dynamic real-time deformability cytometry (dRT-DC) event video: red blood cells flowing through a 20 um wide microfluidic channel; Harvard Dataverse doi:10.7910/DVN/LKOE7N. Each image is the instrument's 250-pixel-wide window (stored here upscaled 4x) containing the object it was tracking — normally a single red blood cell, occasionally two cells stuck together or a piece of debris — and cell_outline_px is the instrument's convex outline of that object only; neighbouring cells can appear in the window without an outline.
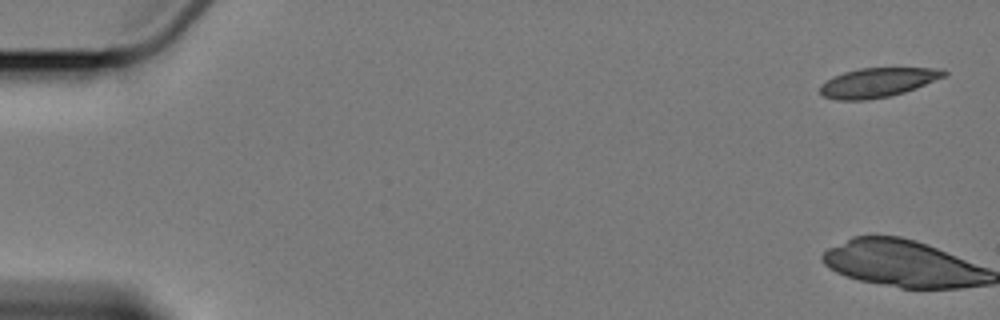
{"species": "Egyptian fruit bat (a non-hibernating species)", "species_latin": "Rousettus aegyptiacus", "temperature_condition": "cold", "stored_images_in_passage": 3, "camera_frame_rate_fps": 3000, "um_per_image_px": 0.085, "animal": {"sex": "female"}, "frame": {"image": 1, "passage_image": 1, "time_ms": 0.0, "image_size_px": [1000, 320], "cell_outline_px": [[948, 72], [944, 76], [916, 88], [904, 92], [888, 96], [864, 100], [836, 100], [824, 96], [820, 92], [820, 84], [832, 76], [844, 72], [860, 68], [944, 68]], "centroid_in_image_um": [74.58, 7.0], "position_along_channel_um": 10.4, "area_um2": 21.1}}